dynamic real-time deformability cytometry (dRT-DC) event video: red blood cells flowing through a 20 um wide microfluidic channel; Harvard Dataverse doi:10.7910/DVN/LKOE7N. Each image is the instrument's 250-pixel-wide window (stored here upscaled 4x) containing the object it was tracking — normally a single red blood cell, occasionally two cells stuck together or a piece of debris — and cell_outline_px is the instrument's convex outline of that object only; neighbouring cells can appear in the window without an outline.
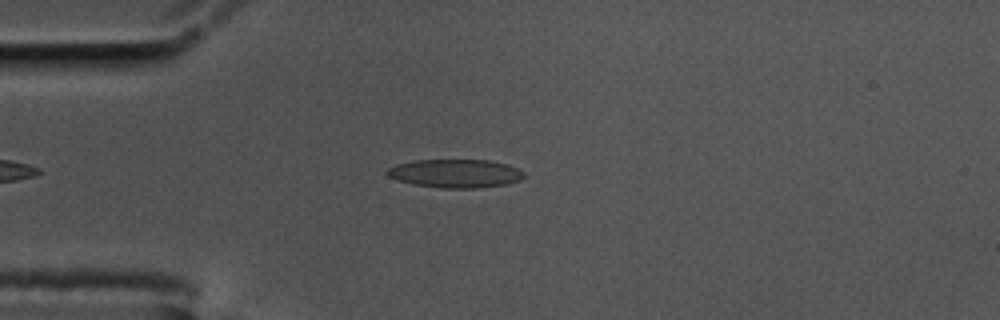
{"species": "common noctule bat (a hibernating species)", "species_latin": "Nyctalus noctula", "temperature_condition": "cold", "stored_images_in_passage": 48, "camera_frame_rate_fps": 3000, "um_per_image_px": 0.085, "animal": {"sex": "male", "body_mass_g": 17.5, "forearm_length_mm": 52.3}, "frame": {"image": 1, "passage_image": 9, "time_ms": 2.667, "image_size_px": [1000, 320], "cell_outline_px": [[524, 176], [520, 180], [508, 184], [476, 188], [440, 188], [412, 184], [388, 176], [384, 172], [388, 168], [396, 164], [416, 160], [488, 160], [508, 164], [524, 172]], "centroid_in_image_um": [38.71, 14.74], "position_along_channel_um": 46.3, "area_um2": 22.72}}
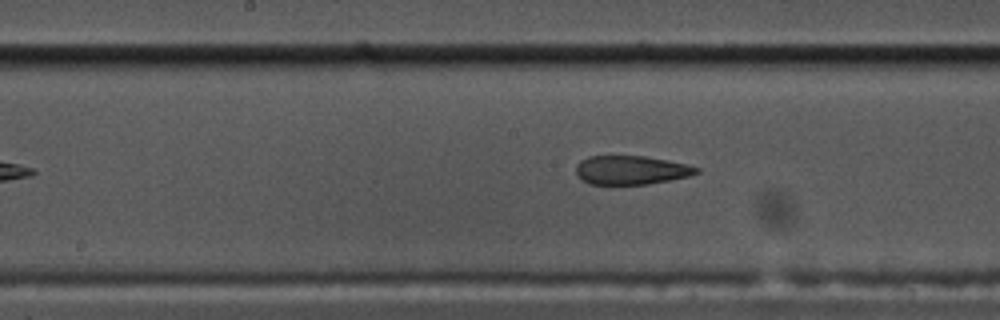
{"frame": {"image": 2, "passage_image": 23, "time_ms": 7.333, "image_size_px": [1000, 320], "cell_outline_px": [[700, 172], [688, 176], [648, 184], [588, 184], [580, 180], [576, 172], [576, 164], [580, 160], [588, 156], [644, 156], [668, 160], [700, 168]], "centroid_in_image_um": [53.59, 14.45], "position_along_channel_um": 194.6, "area_um2": 20.23}}
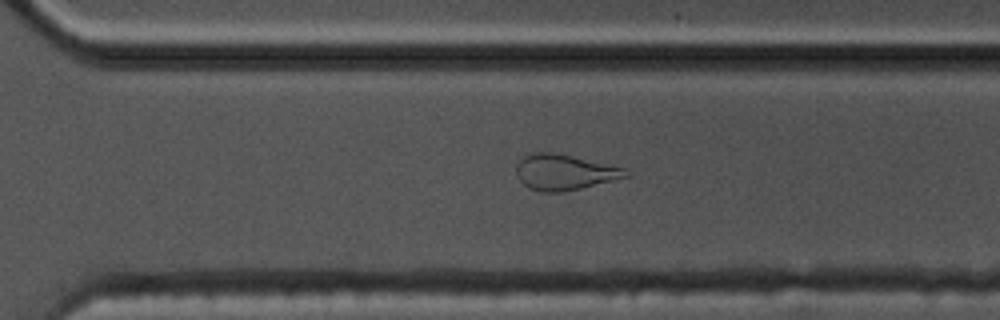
{"frame": {"image": 3, "passage_image": 34, "time_ms": 11.0, "image_size_px": [1000, 320], "cell_outline_px": [[632, 176], [580, 188], [560, 192], [544, 192], [528, 188], [520, 180], [516, 172], [516, 164], [524, 156], [532, 152], [552, 152], [572, 156], [624, 168]], "centroid_in_image_um": [47.96, 14.63], "position_along_channel_um": 322.6, "area_um2": 22.54}, "authors_computed_cell_mechanics": {"area_um2": 22.3108, "velocity_mm_per_s": 3.4974, "shape_relaxation_time_tau1_ms": null, "shape_relaxation_time_tau2_ms": 2.1311, "deformation_change_tau1": null, "deformation_change_tau2": 0.0961}}